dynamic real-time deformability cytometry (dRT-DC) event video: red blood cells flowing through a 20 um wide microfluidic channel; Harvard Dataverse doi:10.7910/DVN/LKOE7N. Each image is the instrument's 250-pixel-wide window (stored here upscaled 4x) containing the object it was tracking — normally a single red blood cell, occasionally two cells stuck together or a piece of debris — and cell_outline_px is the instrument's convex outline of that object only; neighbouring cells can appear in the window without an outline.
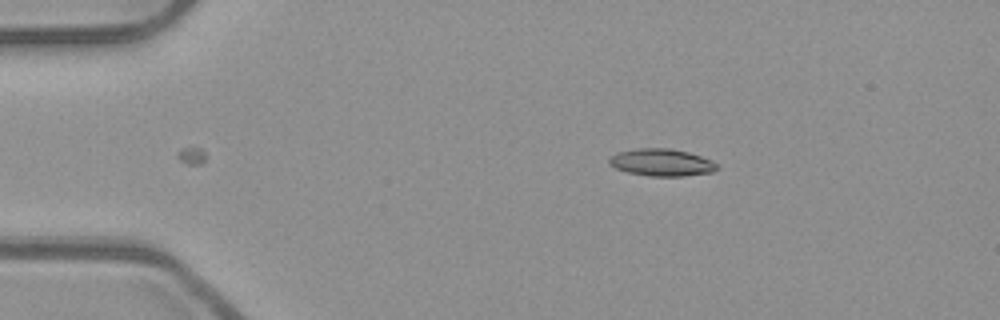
{"species": "common noctule bat (a hibernating species)", "species_latin": "Nyctalus noctula", "temperature_condition": "room temperature", "stored_images_in_passage": 38, "camera_frame_rate_fps": 3000, "um_per_image_px": 0.085, "animal": {"sex": "male", "body_mass_g": 23.1, "forearm_length_mm": 52.7}, "frame": {"image": 1, "passage_image": 1, "time_ms": 0.0, "image_size_px": [1000, 320], "cell_outline_px": [[720, 168], [712, 172], [684, 176], [648, 176], [628, 172], [616, 168], [608, 164], [608, 160], [616, 152], [636, 148], [668, 148], [688, 152], [712, 160], [720, 164]], "centroid_in_image_um": [56.26, 13.81], "position_along_channel_um": 28.7, "area_um2": 17.28}}
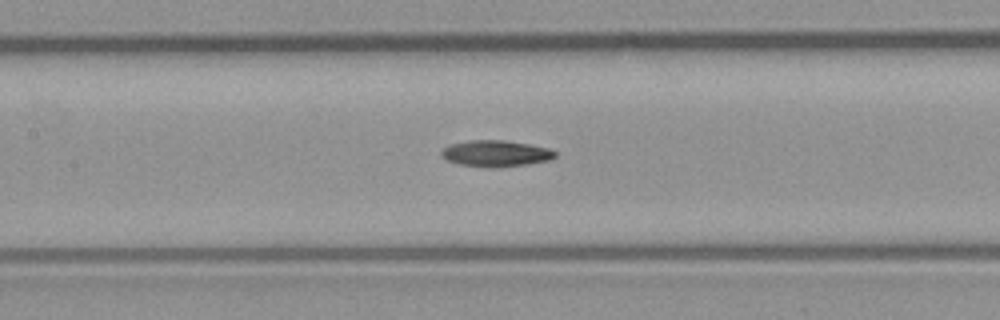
{"frame": {"image": 2, "passage_image": 16, "time_ms": 5.0, "image_size_px": [1000, 320], "cell_outline_px": [[556, 156], [548, 160], [524, 164], [496, 168], [488, 168], [460, 164], [448, 160], [440, 156], [440, 152], [448, 144], [468, 140], [504, 140], [528, 144], [548, 148], [556, 152]], "centroid_in_image_um": [42.09, 13.04], "position_along_channel_um": 165.3, "area_um2": 17.4}}
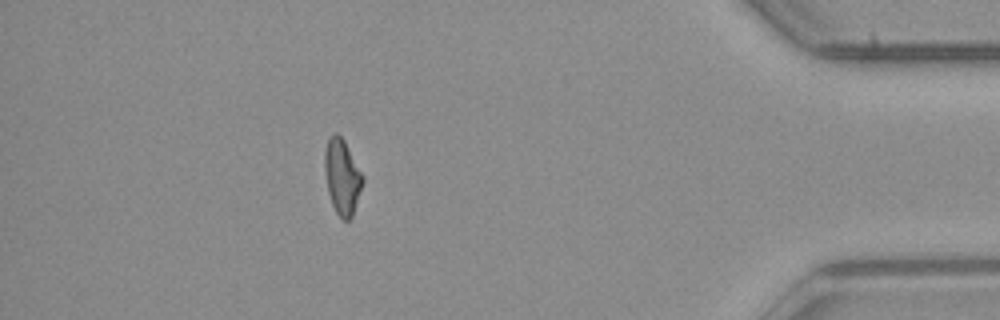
{"frame": {"image": 3, "passage_image": 38, "time_ms": 12.333, "image_size_px": [1000, 320], "cell_outline_px": [[364, 180], [352, 216], [348, 220], [344, 220], [336, 212], [332, 204], [328, 192], [324, 172], [324, 152], [328, 136], [336, 132], [344, 140], [364, 176]], "centroid_in_image_um": [29.07, 14.98], "position_along_channel_um": 406.1, "area_um2": 16.7}, "authors_computed_cell_mechanics": {"area_um2": 16.9932, "velocity_mm_per_s": 3.9635, "shape_relaxation_time_tau1_ms": 7.2451, "shape_relaxation_time_tau2_ms": null, "deformation_change_tau1": 0.1775, "deformation_change_tau2": null}}